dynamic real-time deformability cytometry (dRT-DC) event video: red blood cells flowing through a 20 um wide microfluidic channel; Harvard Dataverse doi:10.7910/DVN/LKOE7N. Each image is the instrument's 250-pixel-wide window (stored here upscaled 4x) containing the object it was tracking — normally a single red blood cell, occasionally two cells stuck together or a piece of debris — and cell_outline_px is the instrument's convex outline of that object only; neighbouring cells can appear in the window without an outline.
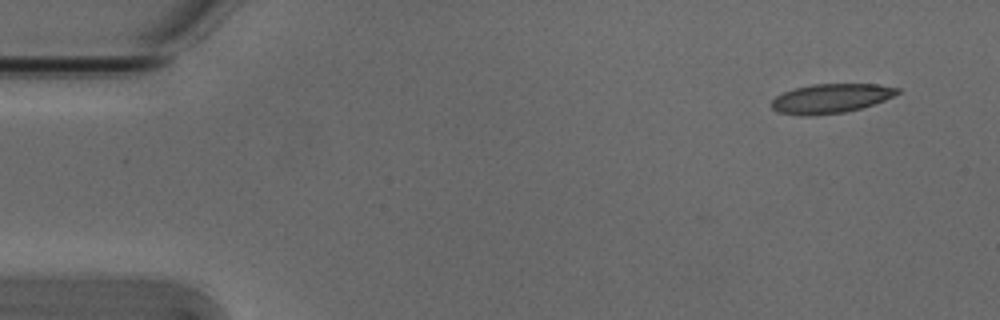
{"species": "Egyptian fruit bat (a non-hibernating species)", "species_latin": "Rousettus aegyptiacus", "temperature_condition": "cold", "stored_images_in_passage": 12, "camera_frame_rate_fps": 3000, "um_per_image_px": 0.085, "animal": {"sex": "male"}, "frame": {"image": 1, "passage_image": 1, "time_ms": 0.0, "image_size_px": [1000, 320], "cell_outline_px": [[900, 92], [884, 100], [860, 108], [844, 112], [804, 116], [776, 112], [772, 108], [772, 100], [776, 96], [784, 92], [796, 88], [812, 84], [876, 84], [900, 88]], "centroid_in_image_um": [70.6, 8.36], "position_along_channel_um": 14.4, "area_um2": 21.27}}